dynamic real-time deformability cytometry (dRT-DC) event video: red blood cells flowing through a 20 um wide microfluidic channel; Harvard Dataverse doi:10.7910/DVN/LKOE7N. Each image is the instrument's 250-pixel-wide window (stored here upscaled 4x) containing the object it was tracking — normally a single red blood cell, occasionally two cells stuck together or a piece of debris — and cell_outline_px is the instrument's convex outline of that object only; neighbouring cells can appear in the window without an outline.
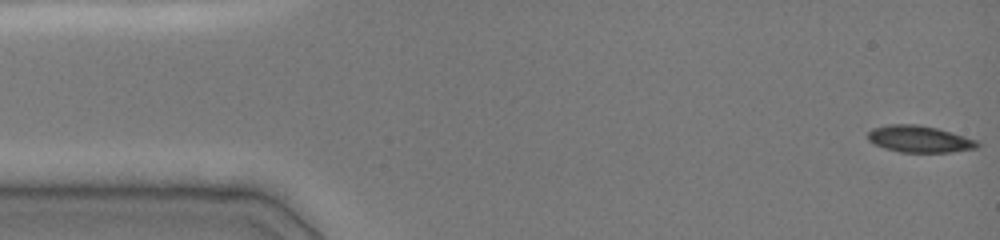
{"species": "common noctule bat (a hibernating species)", "species_latin": "Nyctalus noctula", "temperature_condition": "cold", "stored_images_in_passage": 13, "camera_frame_rate_fps": 3000, "um_per_image_px": 0.085, "animal": {"sex": "female", "body_mass_g": 19.0, "forearm_length_mm": 51.5}, "frame": {"image": 1, "passage_image": 1, "time_ms": 0.0, "image_size_px": [1000, 240], "cell_outline_px": [[980, 144], [976, 148], [952, 152], [900, 152], [884, 148], [868, 140], [868, 132], [872, 128], [888, 124], [916, 124], [936, 128], [964, 136], [976, 140]], "centroid_in_image_um": [78.13, 11.82], "position_along_channel_um": 6.9, "area_um2": 16.94}}